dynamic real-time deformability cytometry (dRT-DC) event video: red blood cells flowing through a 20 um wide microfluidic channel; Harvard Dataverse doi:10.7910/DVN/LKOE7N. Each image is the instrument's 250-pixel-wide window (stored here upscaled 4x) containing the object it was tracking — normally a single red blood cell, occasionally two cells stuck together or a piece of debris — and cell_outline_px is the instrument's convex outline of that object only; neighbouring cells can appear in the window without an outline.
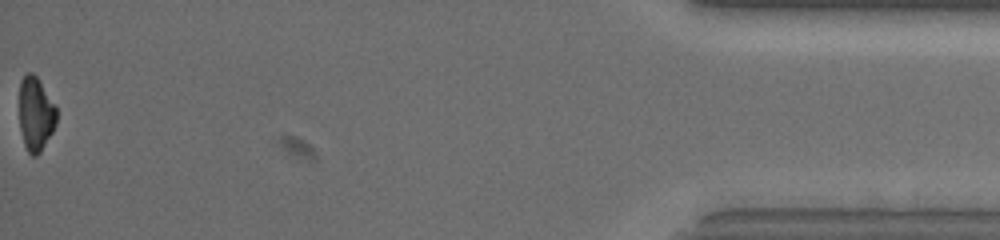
{"species": "common noctule bat (a hibernating species)", "species_latin": "Nyctalus noctula", "temperature_condition": "warm", "stored_images_in_passage": 60, "camera_frame_rate_fps": 3000, "um_per_image_px": 0.085, "animal": {"sex": "female", "body_mass_g": 19.5, "forearm_length_mm": 54.1}, "frame": {"image": 1, "passage_image": 60, "time_ms": 19.667, "image_size_px": [1000, 240], "cell_outline_px": [[56, 124], [52, 132], [40, 152], [36, 156], [32, 156], [28, 152], [24, 144], [20, 128], [20, 80], [28, 72], [32, 72], [36, 76], [56, 108]], "centroid_in_image_um": [3.02, 9.7], "position_along_channel_um": 432.2, "area_um2": 15.72}, "authors_computed_cell_mechanics": {"area_um2": 19.2185, "velocity_mm_per_s": 3.7815, "shape_relaxation_time_tau1_ms": 4.379, "shape_relaxation_time_tau2_ms": 7.2025, "deformation_change_tau1": 0.1893, "deformation_change_tau2": 0.1406}}